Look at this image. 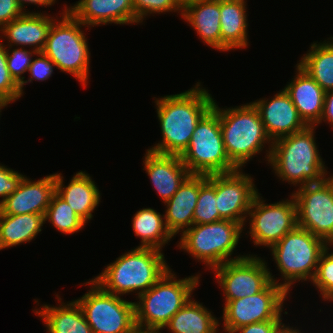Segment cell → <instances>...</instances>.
Returning a JSON list of instances; mask_svg holds the SVG:
<instances>
[{
	"mask_svg": "<svg viewBox=\"0 0 333 333\" xmlns=\"http://www.w3.org/2000/svg\"><path fill=\"white\" fill-rule=\"evenodd\" d=\"M244 226L231 220H219L209 224H193L185 230L178 241V249L193 259L202 261L207 269H213L228 261H234L247 254L233 256Z\"/></svg>",
	"mask_w": 333,
	"mask_h": 333,
	"instance_id": "cell-7",
	"label": "cell"
},
{
	"mask_svg": "<svg viewBox=\"0 0 333 333\" xmlns=\"http://www.w3.org/2000/svg\"><path fill=\"white\" fill-rule=\"evenodd\" d=\"M192 298L163 329L171 333H219L221 322L212 314L214 312Z\"/></svg>",
	"mask_w": 333,
	"mask_h": 333,
	"instance_id": "cell-27",
	"label": "cell"
},
{
	"mask_svg": "<svg viewBox=\"0 0 333 333\" xmlns=\"http://www.w3.org/2000/svg\"><path fill=\"white\" fill-rule=\"evenodd\" d=\"M61 173H55V192L63 198L86 223L93 218L94 210L101 202L96 182L86 171H79L64 185Z\"/></svg>",
	"mask_w": 333,
	"mask_h": 333,
	"instance_id": "cell-22",
	"label": "cell"
},
{
	"mask_svg": "<svg viewBox=\"0 0 333 333\" xmlns=\"http://www.w3.org/2000/svg\"><path fill=\"white\" fill-rule=\"evenodd\" d=\"M266 99L260 98L252 103L257 108L265 131L272 142L307 127L284 88L271 99Z\"/></svg>",
	"mask_w": 333,
	"mask_h": 333,
	"instance_id": "cell-16",
	"label": "cell"
},
{
	"mask_svg": "<svg viewBox=\"0 0 333 333\" xmlns=\"http://www.w3.org/2000/svg\"><path fill=\"white\" fill-rule=\"evenodd\" d=\"M268 263L258 255L228 261L212 269L225 300H235L263 291L272 281L278 285Z\"/></svg>",
	"mask_w": 333,
	"mask_h": 333,
	"instance_id": "cell-14",
	"label": "cell"
},
{
	"mask_svg": "<svg viewBox=\"0 0 333 333\" xmlns=\"http://www.w3.org/2000/svg\"><path fill=\"white\" fill-rule=\"evenodd\" d=\"M11 48V46H6L7 68L12 78L20 85L22 81L25 80V77L22 75L28 72V68L33 59L32 57H34L37 52L22 47Z\"/></svg>",
	"mask_w": 333,
	"mask_h": 333,
	"instance_id": "cell-34",
	"label": "cell"
},
{
	"mask_svg": "<svg viewBox=\"0 0 333 333\" xmlns=\"http://www.w3.org/2000/svg\"><path fill=\"white\" fill-rule=\"evenodd\" d=\"M162 140L148 150L181 155L188 147L199 120L213 107L209 90L197 82L185 92L155 98Z\"/></svg>",
	"mask_w": 333,
	"mask_h": 333,
	"instance_id": "cell-1",
	"label": "cell"
},
{
	"mask_svg": "<svg viewBox=\"0 0 333 333\" xmlns=\"http://www.w3.org/2000/svg\"><path fill=\"white\" fill-rule=\"evenodd\" d=\"M56 298L59 305L43 304L32 310L42 319L47 333H93L75 300L64 303L58 294Z\"/></svg>",
	"mask_w": 333,
	"mask_h": 333,
	"instance_id": "cell-25",
	"label": "cell"
},
{
	"mask_svg": "<svg viewBox=\"0 0 333 333\" xmlns=\"http://www.w3.org/2000/svg\"><path fill=\"white\" fill-rule=\"evenodd\" d=\"M19 6L21 7V9L24 11V12H30V11H26V9L24 8H27L25 7V5H28V4H34V5H38V6H43V8L45 7H50L52 5L55 4V2H57L56 0H17Z\"/></svg>",
	"mask_w": 333,
	"mask_h": 333,
	"instance_id": "cell-42",
	"label": "cell"
},
{
	"mask_svg": "<svg viewBox=\"0 0 333 333\" xmlns=\"http://www.w3.org/2000/svg\"><path fill=\"white\" fill-rule=\"evenodd\" d=\"M180 157L190 174L208 176L238 170L226 154L219 113L214 107L199 120Z\"/></svg>",
	"mask_w": 333,
	"mask_h": 333,
	"instance_id": "cell-9",
	"label": "cell"
},
{
	"mask_svg": "<svg viewBox=\"0 0 333 333\" xmlns=\"http://www.w3.org/2000/svg\"><path fill=\"white\" fill-rule=\"evenodd\" d=\"M249 175L242 169L231 173L215 174L216 207L220 216L246 227L250 206L258 193L253 177Z\"/></svg>",
	"mask_w": 333,
	"mask_h": 333,
	"instance_id": "cell-15",
	"label": "cell"
},
{
	"mask_svg": "<svg viewBox=\"0 0 333 333\" xmlns=\"http://www.w3.org/2000/svg\"><path fill=\"white\" fill-rule=\"evenodd\" d=\"M44 220L45 223L48 220L57 231L66 235L78 233L86 225V222L56 192L51 198Z\"/></svg>",
	"mask_w": 333,
	"mask_h": 333,
	"instance_id": "cell-31",
	"label": "cell"
},
{
	"mask_svg": "<svg viewBox=\"0 0 333 333\" xmlns=\"http://www.w3.org/2000/svg\"><path fill=\"white\" fill-rule=\"evenodd\" d=\"M288 292L273 281L261 292L235 300H225L223 327L225 333H232L239 327L268 320H282L284 301Z\"/></svg>",
	"mask_w": 333,
	"mask_h": 333,
	"instance_id": "cell-12",
	"label": "cell"
},
{
	"mask_svg": "<svg viewBox=\"0 0 333 333\" xmlns=\"http://www.w3.org/2000/svg\"><path fill=\"white\" fill-rule=\"evenodd\" d=\"M23 13L17 0H0V29Z\"/></svg>",
	"mask_w": 333,
	"mask_h": 333,
	"instance_id": "cell-39",
	"label": "cell"
},
{
	"mask_svg": "<svg viewBox=\"0 0 333 333\" xmlns=\"http://www.w3.org/2000/svg\"><path fill=\"white\" fill-rule=\"evenodd\" d=\"M316 128L307 126L300 132L273 141L266 163L282 182L301 187L322 182L329 176L315 140Z\"/></svg>",
	"mask_w": 333,
	"mask_h": 333,
	"instance_id": "cell-2",
	"label": "cell"
},
{
	"mask_svg": "<svg viewBox=\"0 0 333 333\" xmlns=\"http://www.w3.org/2000/svg\"><path fill=\"white\" fill-rule=\"evenodd\" d=\"M171 267L155 248L135 247L110 262L92 278L104 291L117 296L148 291Z\"/></svg>",
	"mask_w": 333,
	"mask_h": 333,
	"instance_id": "cell-3",
	"label": "cell"
},
{
	"mask_svg": "<svg viewBox=\"0 0 333 333\" xmlns=\"http://www.w3.org/2000/svg\"><path fill=\"white\" fill-rule=\"evenodd\" d=\"M3 43V40H0V100L10 104L22 95L20 85L12 78L7 68L6 45Z\"/></svg>",
	"mask_w": 333,
	"mask_h": 333,
	"instance_id": "cell-36",
	"label": "cell"
},
{
	"mask_svg": "<svg viewBox=\"0 0 333 333\" xmlns=\"http://www.w3.org/2000/svg\"><path fill=\"white\" fill-rule=\"evenodd\" d=\"M326 245L323 239L296 226L269 248L284 280L281 286L288 293L295 282L313 280Z\"/></svg>",
	"mask_w": 333,
	"mask_h": 333,
	"instance_id": "cell-8",
	"label": "cell"
},
{
	"mask_svg": "<svg viewBox=\"0 0 333 333\" xmlns=\"http://www.w3.org/2000/svg\"><path fill=\"white\" fill-rule=\"evenodd\" d=\"M260 193L254 197L246 222L249 220V233L252 243L257 247L270 248L297 226V206L291 194L285 200L265 203Z\"/></svg>",
	"mask_w": 333,
	"mask_h": 333,
	"instance_id": "cell-11",
	"label": "cell"
},
{
	"mask_svg": "<svg viewBox=\"0 0 333 333\" xmlns=\"http://www.w3.org/2000/svg\"><path fill=\"white\" fill-rule=\"evenodd\" d=\"M65 9L51 25L43 53L48 56L58 70L73 75L83 88L89 83L90 50L85 26ZM87 83V84H86Z\"/></svg>",
	"mask_w": 333,
	"mask_h": 333,
	"instance_id": "cell-6",
	"label": "cell"
},
{
	"mask_svg": "<svg viewBox=\"0 0 333 333\" xmlns=\"http://www.w3.org/2000/svg\"><path fill=\"white\" fill-rule=\"evenodd\" d=\"M333 243H327L325 250L322 252L315 276L311 283L316 287L319 296L324 301H333V251L329 252ZM329 246V247H328Z\"/></svg>",
	"mask_w": 333,
	"mask_h": 333,
	"instance_id": "cell-33",
	"label": "cell"
},
{
	"mask_svg": "<svg viewBox=\"0 0 333 333\" xmlns=\"http://www.w3.org/2000/svg\"><path fill=\"white\" fill-rule=\"evenodd\" d=\"M142 170H145L151 184L165 203L179 189L190 175L179 155L159 154L146 150Z\"/></svg>",
	"mask_w": 333,
	"mask_h": 333,
	"instance_id": "cell-20",
	"label": "cell"
},
{
	"mask_svg": "<svg viewBox=\"0 0 333 333\" xmlns=\"http://www.w3.org/2000/svg\"><path fill=\"white\" fill-rule=\"evenodd\" d=\"M294 67L296 75L284 89L304 123L307 126L317 127L323 112L325 91L298 64Z\"/></svg>",
	"mask_w": 333,
	"mask_h": 333,
	"instance_id": "cell-21",
	"label": "cell"
},
{
	"mask_svg": "<svg viewBox=\"0 0 333 333\" xmlns=\"http://www.w3.org/2000/svg\"><path fill=\"white\" fill-rule=\"evenodd\" d=\"M172 271L170 268L148 291L136 298L139 300L134 302L138 330L161 333L173 315L193 297L201 274L177 279Z\"/></svg>",
	"mask_w": 333,
	"mask_h": 333,
	"instance_id": "cell-5",
	"label": "cell"
},
{
	"mask_svg": "<svg viewBox=\"0 0 333 333\" xmlns=\"http://www.w3.org/2000/svg\"><path fill=\"white\" fill-rule=\"evenodd\" d=\"M247 1L220 0L221 51L249 46Z\"/></svg>",
	"mask_w": 333,
	"mask_h": 333,
	"instance_id": "cell-26",
	"label": "cell"
},
{
	"mask_svg": "<svg viewBox=\"0 0 333 333\" xmlns=\"http://www.w3.org/2000/svg\"><path fill=\"white\" fill-rule=\"evenodd\" d=\"M322 182L301 186L292 193L297 206V226L326 243H333V175Z\"/></svg>",
	"mask_w": 333,
	"mask_h": 333,
	"instance_id": "cell-13",
	"label": "cell"
},
{
	"mask_svg": "<svg viewBox=\"0 0 333 333\" xmlns=\"http://www.w3.org/2000/svg\"><path fill=\"white\" fill-rule=\"evenodd\" d=\"M200 189V175L190 174L165 204V224L174 237L193 225V214Z\"/></svg>",
	"mask_w": 333,
	"mask_h": 333,
	"instance_id": "cell-23",
	"label": "cell"
},
{
	"mask_svg": "<svg viewBox=\"0 0 333 333\" xmlns=\"http://www.w3.org/2000/svg\"><path fill=\"white\" fill-rule=\"evenodd\" d=\"M215 174L200 175V189L193 214V224H209L222 220L216 207Z\"/></svg>",
	"mask_w": 333,
	"mask_h": 333,
	"instance_id": "cell-32",
	"label": "cell"
},
{
	"mask_svg": "<svg viewBox=\"0 0 333 333\" xmlns=\"http://www.w3.org/2000/svg\"><path fill=\"white\" fill-rule=\"evenodd\" d=\"M51 17L45 11L40 12H24L18 18L4 25L0 29V40L6 39V46H26L31 50L42 52L47 41L48 33L52 23L56 18ZM3 36V37H2ZM33 46V47H32Z\"/></svg>",
	"mask_w": 333,
	"mask_h": 333,
	"instance_id": "cell-19",
	"label": "cell"
},
{
	"mask_svg": "<svg viewBox=\"0 0 333 333\" xmlns=\"http://www.w3.org/2000/svg\"><path fill=\"white\" fill-rule=\"evenodd\" d=\"M132 229L141 239L137 247L163 251L162 248L174 238L166 227L164 215L151 207L140 209L134 214Z\"/></svg>",
	"mask_w": 333,
	"mask_h": 333,
	"instance_id": "cell-30",
	"label": "cell"
},
{
	"mask_svg": "<svg viewBox=\"0 0 333 333\" xmlns=\"http://www.w3.org/2000/svg\"><path fill=\"white\" fill-rule=\"evenodd\" d=\"M213 107L219 113L226 154L238 169H243L247 162L265 149V159L269 161L273 142L268 137L260 114L252 102L221 109L214 100Z\"/></svg>",
	"mask_w": 333,
	"mask_h": 333,
	"instance_id": "cell-4",
	"label": "cell"
},
{
	"mask_svg": "<svg viewBox=\"0 0 333 333\" xmlns=\"http://www.w3.org/2000/svg\"><path fill=\"white\" fill-rule=\"evenodd\" d=\"M25 175L0 163V205L18 187Z\"/></svg>",
	"mask_w": 333,
	"mask_h": 333,
	"instance_id": "cell-38",
	"label": "cell"
},
{
	"mask_svg": "<svg viewBox=\"0 0 333 333\" xmlns=\"http://www.w3.org/2000/svg\"><path fill=\"white\" fill-rule=\"evenodd\" d=\"M44 224V215L0 212V250L31 242L43 230Z\"/></svg>",
	"mask_w": 333,
	"mask_h": 333,
	"instance_id": "cell-28",
	"label": "cell"
},
{
	"mask_svg": "<svg viewBox=\"0 0 333 333\" xmlns=\"http://www.w3.org/2000/svg\"><path fill=\"white\" fill-rule=\"evenodd\" d=\"M181 17L211 49L221 51L220 0H201L182 9Z\"/></svg>",
	"mask_w": 333,
	"mask_h": 333,
	"instance_id": "cell-24",
	"label": "cell"
},
{
	"mask_svg": "<svg viewBox=\"0 0 333 333\" xmlns=\"http://www.w3.org/2000/svg\"><path fill=\"white\" fill-rule=\"evenodd\" d=\"M297 64L326 92L333 90V37L313 42Z\"/></svg>",
	"mask_w": 333,
	"mask_h": 333,
	"instance_id": "cell-29",
	"label": "cell"
},
{
	"mask_svg": "<svg viewBox=\"0 0 333 333\" xmlns=\"http://www.w3.org/2000/svg\"><path fill=\"white\" fill-rule=\"evenodd\" d=\"M68 11L89 28L94 26L138 24L133 0H79Z\"/></svg>",
	"mask_w": 333,
	"mask_h": 333,
	"instance_id": "cell-18",
	"label": "cell"
},
{
	"mask_svg": "<svg viewBox=\"0 0 333 333\" xmlns=\"http://www.w3.org/2000/svg\"><path fill=\"white\" fill-rule=\"evenodd\" d=\"M133 333H158V332L145 331V330H138V329H136Z\"/></svg>",
	"mask_w": 333,
	"mask_h": 333,
	"instance_id": "cell-46",
	"label": "cell"
},
{
	"mask_svg": "<svg viewBox=\"0 0 333 333\" xmlns=\"http://www.w3.org/2000/svg\"><path fill=\"white\" fill-rule=\"evenodd\" d=\"M55 193V173L30 180L24 176L17 189L0 205V212L8 215H44Z\"/></svg>",
	"mask_w": 333,
	"mask_h": 333,
	"instance_id": "cell-17",
	"label": "cell"
},
{
	"mask_svg": "<svg viewBox=\"0 0 333 333\" xmlns=\"http://www.w3.org/2000/svg\"><path fill=\"white\" fill-rule=\"evenodd\" d=\"M81 285L90 289L75 301L93 333H133L137 329L134 302L104 291L92 279Z\"/></svg>",
	"mask_w": 333,
	"mask_h": 333,
	"instance_id": "cell-10",
	"label": "cell"
},
{
	"mask_svg": "<svg viewBox=\"0 0 333 333\" xmlns=\"http://www.w3.org/2000/svg\"><path fill=\"white\" fill-rule=\"evenodd\" d=\"M36 58L33 57L32 62L28 68L29 79L23 80L19 86V90L21 95L24 94V85L28 82L31 83L33 80L37 81H45L48 80L51 76L56 64L43 52H37L35 55Z\"/></svg>",
	"mask_w": 333,
	"mask_h": 333,
	"instance_id": "cell-37",
	"label": "cell"
},
{
	"mask_svg": "<svg viewBox=\"0 0 333 333\" xmlns=\"http://www.w3.org/2000/svg\"><path fill=\"white\" fill-rule=\"evenodd\" d=\"M133 10L135 17L138 19V24L143 23L146 17L154 13L177 12L182 15V8L177 3V0H133Z\"/></svg>",
	"mask_w": 333,
	"mask_h": 333,
	"instance_id": "cell-35",
	"label": "cell"
},
{
	"mask_svg": "<svg viewBox=\"0 0 333 333\" xmlns=\"http://www.w3.org/2000/svg\"><path fill=\"white\" fill-rule=\"evenodd\" d=\"M322 121L331 125L330 127L333 128V90L325 92L323 112L318 124L320 125Z\"/></svg>",
	"mask_w": 333,
	"mask_h": 333,
	"instance_id": "cell-41",
	"label": "cell"
},
{
	"mask_svg": "<svg viewBox=\"0 0 333 333\" xmlns=\"http://www.w3.org/2000/svg\"><path fill=\"white\" fill-rule=\"evenodd\" d=\"M272 333H303L297 327L289 326V324H285L281 322L273 331Z\"/></svg>",
	"mask_w": 333,
	"mask_h": 333,
	"instance_id": "cell-43",
	"label": "cell"
},
{
	"mask_svg": "<svg viewBox=\"0 0 333 333\" xmlns=\"http://www.w3.org/2000/svg\"><path fill=\"white\" fill-rule=\"evenodd\" d=\"M282 320H268L239 327L232 333H272Z\"/></svg>",
	"mask_w": 333,
	"mask_h": 333,
	"instance_id": "cell-40",
	"label": "cell"
},
{
	"mask_svg": "<svg viewBox=\"0 0 333 333\" xmlns=\"http://www.w3.org/2000/svg\"><path fill=\"white\" fill-rule=\"evenodd\" d=\"M197 1H201V0H177V3L183 9L186 5L193 3V2H197Z\"/></svg>",
	"mask_w": 333,
	"mask_h": 333,
	"instance_id": "cell-44",
	"label": "cell"
},
{
	"mask_svg": "<svg viewBox=\"0 0 333 333\" xmlns=\"http://www.w3.org/2000/svg\"><path fill=\"white\" fill-rule=\"evenodd\" d=\"M7 106H8V103L0 100V115H1V111Z\"/></svg>",
	"mask_w": 333,
	"mask_h": 333,
	"instance_id": "cell-45",
	"label": "cell"
}]
</instances>
